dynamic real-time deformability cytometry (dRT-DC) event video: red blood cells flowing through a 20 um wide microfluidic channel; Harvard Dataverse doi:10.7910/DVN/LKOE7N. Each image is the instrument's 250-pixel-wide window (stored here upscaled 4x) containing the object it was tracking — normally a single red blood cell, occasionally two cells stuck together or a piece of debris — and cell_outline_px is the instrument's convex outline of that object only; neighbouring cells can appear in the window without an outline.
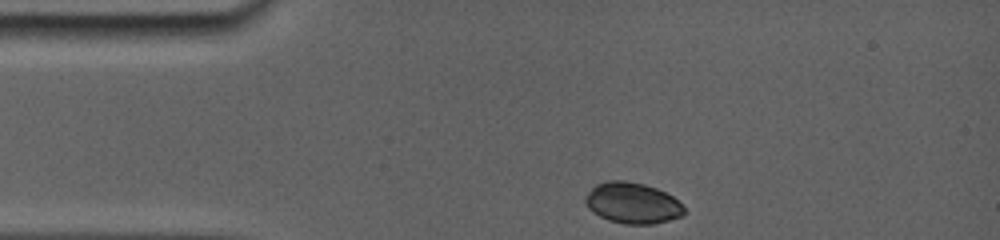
{"species": "common noctule bat (a hibernating species)", "species_latin": "Nyctalus noctula", "temperature_condition": "room temperature", "stored_images_in_passage": 24, "camera_frame_rate_fps": 5000, "um_per_image_px": 0.085, "animal": {"sex": "female", "body_mass_g": 19.0, "forearm_length_mm": 56.7}, "frame": {"image": 1, "passage_image": 1, "time_ms": 0.0, "image_size_px": [1000, 240], "cell_outline_px": [[684, 216], [652, 224], [624, 224], [608, 220], [592, 212], [584, 204], [584, 196], [596, 184], [608, 180], [624, 180], [644, 184], [656, 188], [672, 196], [684, 208]], "centroid_in_image_um": [53.72, 17.26], "position_along_channel_um": 31.3, "area_um2": 23.64}}
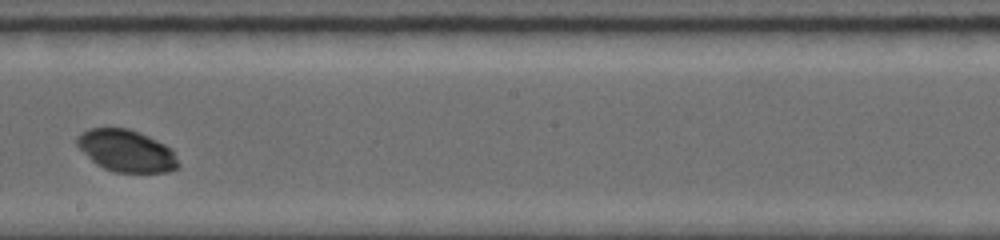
{"frame": {"image": 2, "passage_image": 14, "time_ms": 6.4, "image_size_px": [1000, 240], "cell_outline_px": [[180, 164], [176, 168], [168, 172], [116, 172], [104, 168], [96, 164], [76, 144], [76, 136], [88, 128], [128, 128], [148, 136], [172, 148]], "centroid_in_image_um": [10.75, 12.81], "position_along_channel_um": 237.5, "area_um2": 24.68}}
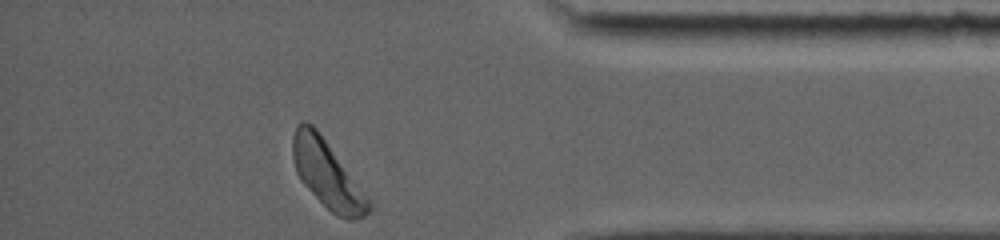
{"frame": {"image": 3, "passage_image": 24, "time_ms": 11.2, "image_size_px": [1000, 240], "cell_outline_px": [[372, 208], [364, 216], [352, 220], [348, 220], [336, 216], [300, 180], [296, 172], [292, 156], [292, 136], [296, 124], [300, 120], [304, 120], [312, 124], [320, 132], [368, 196], [372, 204]], "centroid_in_image_um": [27.8, 14.78], "position_along_channel_um": 407.4, "area_um2": 29.88}, "authors_computed_cell_mechanics": {"area_um2": 25.2008, "velocity_mm_per_s": 3.8221, "shape_relaxation_time_tau1_ms": 2.0122, "shape_relaxation_time_tau2_ms": null, "deformation_change_tau1": 0.1364, "deformation_change_tau2": null}}